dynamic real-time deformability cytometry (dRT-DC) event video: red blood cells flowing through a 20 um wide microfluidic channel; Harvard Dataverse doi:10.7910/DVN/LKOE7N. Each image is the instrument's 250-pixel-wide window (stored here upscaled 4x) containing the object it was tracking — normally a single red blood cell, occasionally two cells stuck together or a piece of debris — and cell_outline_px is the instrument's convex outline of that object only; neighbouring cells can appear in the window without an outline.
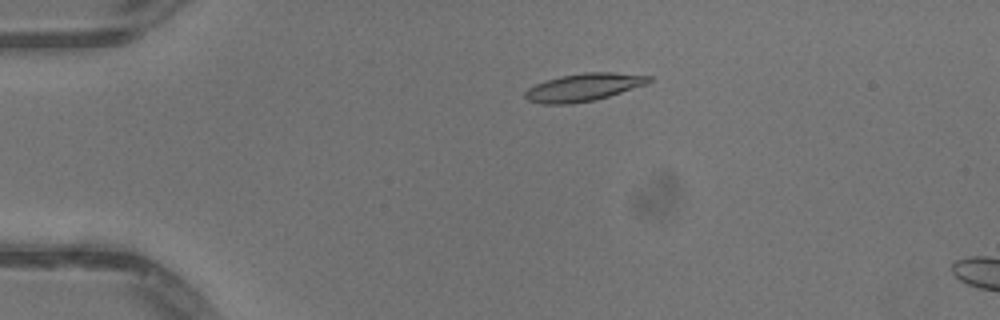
{"species": "common noctule bat (a hibernating species)", "species_latin": "Nyctalus noctula", "temperature_condition": "warm", "stored_images_in_passage": 16, "camera_frame_rate_fps": 3000, "um_per_image_px": 0.085, "animal": {"sex": "male", "body_mass_g": 13.3}, "frame": {"image": 1, "passage_image": 12, "time_ms": 3.667, "image_size_px": [1000, 320], "cell_outline_px": [[652, 80], [648, 84], [596, 100], [572, 104], [540, 104], [528, 100], [524, 96], [524, 92], [528, 88], [536, 84], [560, 76], [584, 72], [612, 72], [652, 76]], "centroid_in_image_um": [49.62, 7.42], "position_along_channel_um": 35.4, "area_um2": 20.11}}